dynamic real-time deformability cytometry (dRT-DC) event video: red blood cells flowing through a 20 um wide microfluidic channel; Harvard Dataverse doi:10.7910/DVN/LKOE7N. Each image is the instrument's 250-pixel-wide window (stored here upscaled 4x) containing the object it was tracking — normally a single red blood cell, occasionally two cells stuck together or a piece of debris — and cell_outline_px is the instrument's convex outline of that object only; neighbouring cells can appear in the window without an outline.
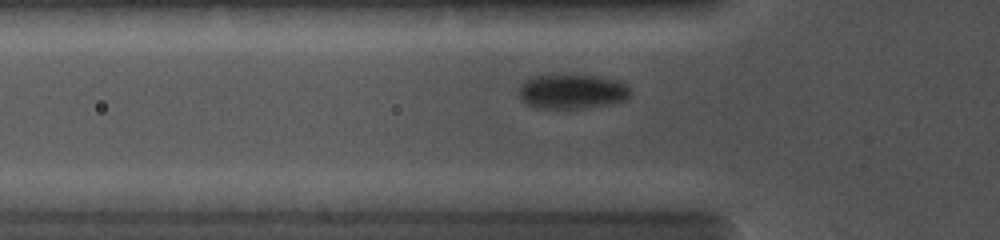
{"species": "common noctule bat (a hibernating species)", "species_latin": "Nyctalus noctula", "temperature_condition": "cold", "stored_images_in_passage": 54, "camera_frame_rate_fps": 5000, "um_per_image_px": 0.085, "animal": {"sex": "female", "body_mass_g": 19.0, "forearm_length_mm": 56.7}, "frame": {"image": 1, "passage_image": 13, "time_ms": 2.4, "image_size_px": [1000, 240], "cell_outline_px": [[628, 96], [624, 100], [608, 104], [588, 108], [536, 108], [524, 104], [520, 100], [520, 84], [524, 80], [532, 76], [600, 76], [620, 80], [628, 84]], "centroid_in_image_um": [48.6, 7.79], "position_along_channel_um": 77.2, "area_um2": 22.43}}
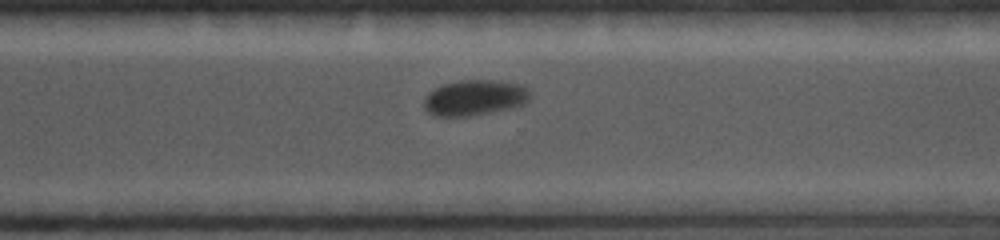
{"frame": {"image": 2, "passage_image": 44, "time_ms": 8.2, "image_size_px": [1000, 240], "cell_outline_px": [[532, 96], [524, 104], [512, 108], [472, 116], [432, 116], [424, 108], [424, 100], [428, 92], [444, 84], [460, 80], [488, 80], [520, 84], [528, 88]], "centroid_in_image_um": [40.36, 8.32], "position_along_channel_um": 330.2, "area_um2": 22.14}}
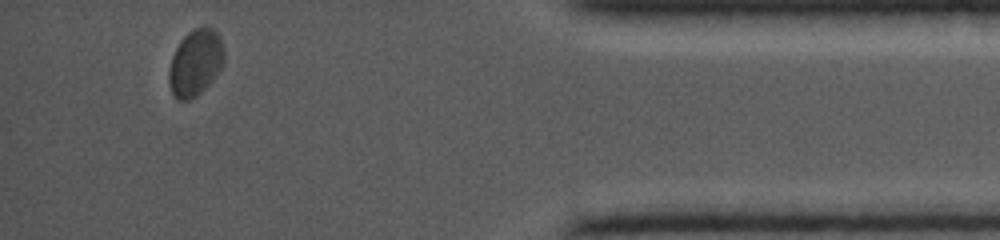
{"frame": {"image": 3, "passage_image": 52, "time_ms": 11.0, "image_size_px": [1000, 240], "cell_outline_px": [[224, 60], [220, 68], [212, 80], [196, 96], [188, 100], [176, 100], [172, 92], [168, 80], [168, 68], [172, 56], [180, 40], [188, 32], [196, 28], [212, 28], [216, 32], [224, 48]], "centroid_in_image_um": [16.58, 5.34], "position_along_channel_um": 418.6, "area_um2": 21.1}}